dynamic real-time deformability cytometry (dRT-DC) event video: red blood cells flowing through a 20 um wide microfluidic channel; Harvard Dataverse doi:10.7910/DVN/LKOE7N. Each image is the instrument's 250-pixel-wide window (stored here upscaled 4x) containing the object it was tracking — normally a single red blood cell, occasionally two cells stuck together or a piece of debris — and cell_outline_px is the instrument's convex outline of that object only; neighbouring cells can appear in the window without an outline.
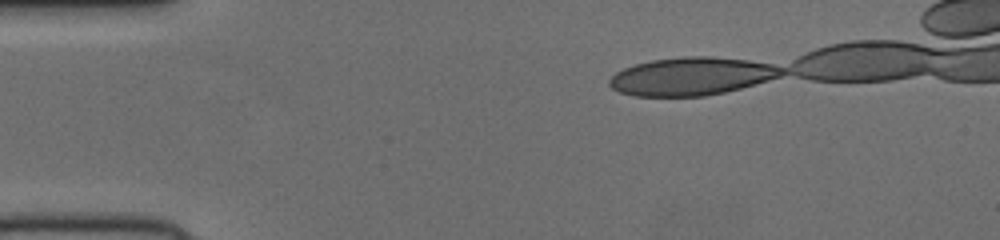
{"species": "human", "species_latin": "Homo sapiens", "temperature_condition": "cold", "stored_images_in_passage": 39, "camera_frame_rate_fps": 3000, "um_per_image_px": 0.085, "donor": {"sex": "female"}, "frame": {"image": 1, "passage_image": 1, "time_ms": 0.0, "image_size_px": [1000, 240], "cell_outline_px": [[784, 72], [776, 76], [764, 80], [736, 88], [720, 92], [696, 96], [644, 96], [624, 92], [616, 88], [612, 84], [612, 80], [620, 72], [628, 68], [640, 64], [660, 60], [740, 60], [764, 64], [780, 68]], "centroid_in_image_um": [58.75, 6.55], "position_along_channel_um": 26.3, "area_um2": 33.87}}
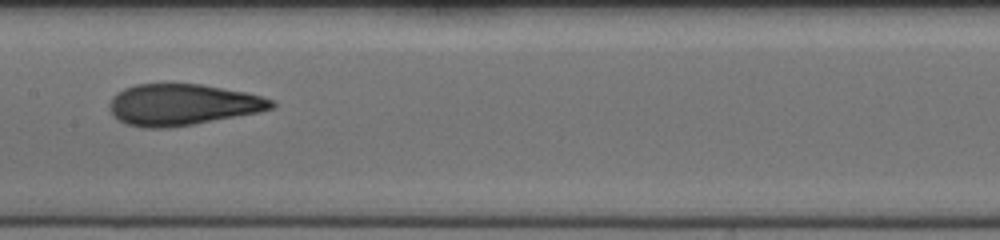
{"frame": {"image": 2, "passage_image": 19, "time_ms": 6.0, "image_size_px": [1000, 240], "cell_outline_px": [[272, 104], [268, 108], [248, 112], [184, 124], [136, 124], [124, 120], [116, 112], [116, 100], [124, 92], [132, 88], [148, 84], [188, 84], [212, 88], [252, 96], [268, 100]], "centroid_in_image_um": [15.53, 8.85], "position_along_channel_um": 191.9, "area_um2": 33.06}}
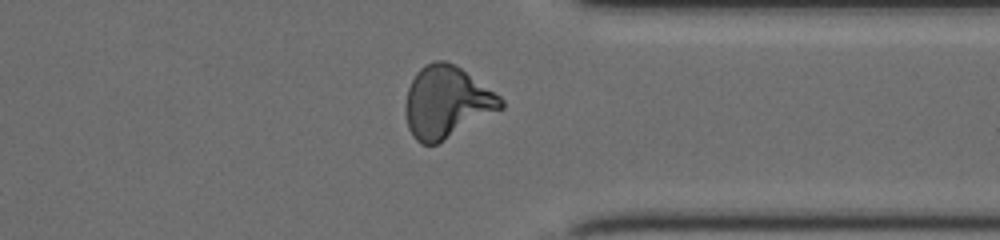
{"frame": {"image": 3, "passage_image": 33, "time_ms": 10.667, "image_size_px": [1000, 240], "cell_outline_px": [[504, 104], [500, 108], [436, 144], [424, 144], [412, 132], [408, 124], [408, 92], [416, 76], [428, 64], [452, 64], [464, 72], [492, 92]], "centroid_in_image_um": [37.96, 8.73], "position_along_channel_um": 373.4, "area_um2": 36.47}}